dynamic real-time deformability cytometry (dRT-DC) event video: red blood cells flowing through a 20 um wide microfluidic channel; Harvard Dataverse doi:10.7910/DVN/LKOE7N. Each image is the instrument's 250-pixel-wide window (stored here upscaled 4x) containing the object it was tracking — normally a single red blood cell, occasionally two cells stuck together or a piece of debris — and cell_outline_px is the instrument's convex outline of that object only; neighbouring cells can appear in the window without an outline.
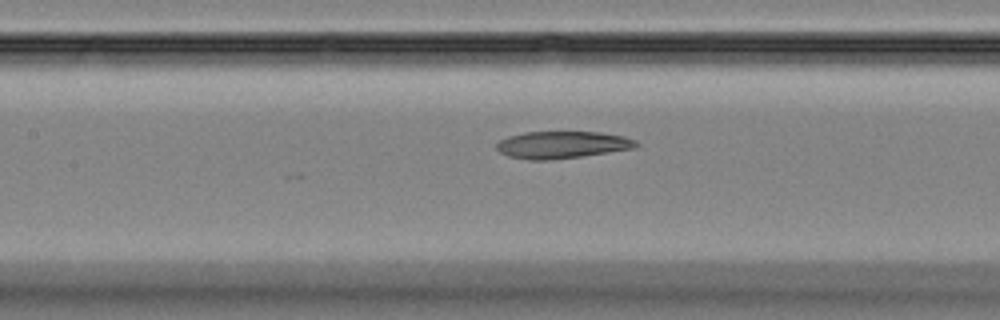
{"species": "Egyptian fruit bat (a non-hibernating species)", "species_latin": "Rousettus aegyptiacus", "temperature_condition": "room temperature", "stored_images_in_passage": 41, "camera_frame_rate_fps": 3000, "um_per_image_px": 0.085, "animal": {"sex": "female"}, "frame": {"image": 1, "passage_image": 14, "time_ms": 4.333, "image_size_px": [1000, 320], "cell_outline_px": [[640, 144], [636, 148], [552, 160], [528, 160], [508, 156], [500, 152], [496, 148], [496, 144], [500, 140], [508, 136], [524, 132], [600, 132], [624, 136], [636, 140]], "centroid_in_image_um": [47.78, 12.31], "position_along_channel_um": 159.6, "area_um2": 22.14}}
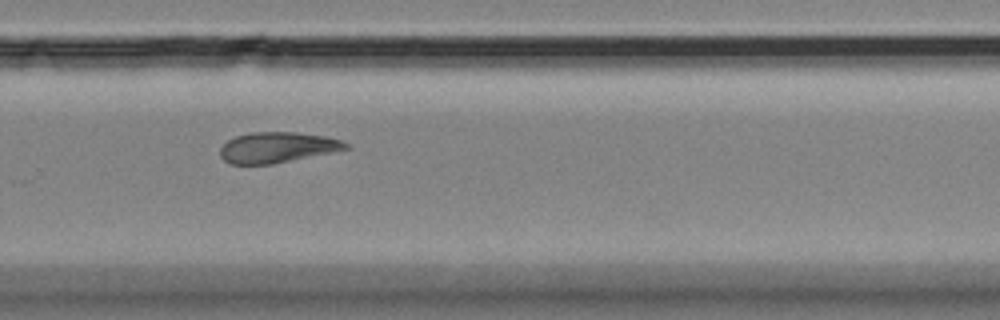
{"frame": {"image": 2, "passage_image": 25, "time_ms": 8.0, "image_size_px": [1000, 320], "cell_outline_px": [[352, 148], [336, 152], [272, 164], [228, 164], [220, 156], [220, 148], [228, 140], [236, 136], [248, 132], [296, 132], [324, 136], [340, 140], [348, 144]], "centroid_in_image_um": [23.58, 12.53], "position_along_channel_um": 306.2, "area_um2": 22.6}}
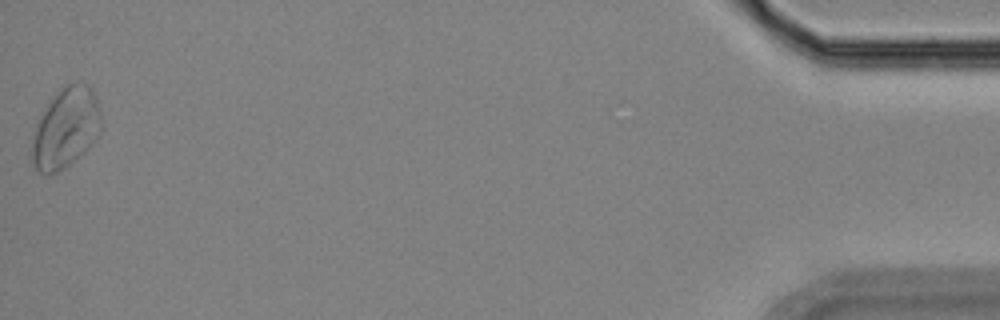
{"frame": {"image": 3, "passage_image": 41, "time_ms": 13.333, "image_size_px": [1000, 320], "cell_outline_px": [[100, 132], [96, 140], [84, 152], [64, 168], [48, 176], [40, 172], [36, 168], [32, 160], [32, 140], [36, 120], [44, 108], [60, 88], [76, 80], [88, 84], [96, 96], [100, 112]], "centroid_in_image_um": [5.58, 10.86], "position_along_channel_um": 429.6, "area_um2": 32.6}}